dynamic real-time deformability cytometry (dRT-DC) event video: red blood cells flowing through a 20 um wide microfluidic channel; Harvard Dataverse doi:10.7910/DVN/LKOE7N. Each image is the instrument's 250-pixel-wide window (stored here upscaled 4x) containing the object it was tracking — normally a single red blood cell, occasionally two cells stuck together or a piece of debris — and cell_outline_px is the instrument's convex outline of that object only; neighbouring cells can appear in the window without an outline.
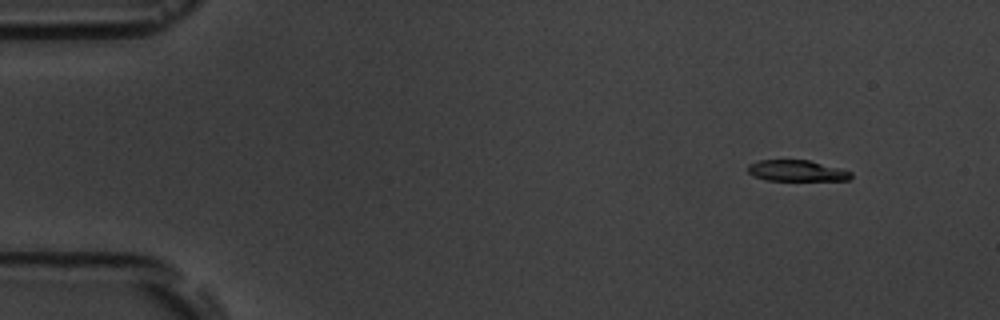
{"species": "common noctule bat (a hibernating species)", "species_latin": "Nyctalus noctula", "temperature_condition": "room temperature", "stored_images_in_passage": 4, "camera_frame_rate_fps": 3000, "um_per_image_px": 0.085, "animal": {"sex": "male", "body_mass_g": 19.5, "forearm_length_mm": 54.6}, "frame": {"image": 1, "passage_image": 1, "time_ms": 0.0, "image_size_px": [1000, 320], "cell_outline_px": [[852, 176], [848, 180], [764, 180], [752, 176], [748, 172], [748, 164], [760, 160], [808, 160], [840, 168], [852, 172]], "centroid_in_image_um": [67.69, 14.51], "position_along_channel_um": 17.3, "area_um2": 12.66}}
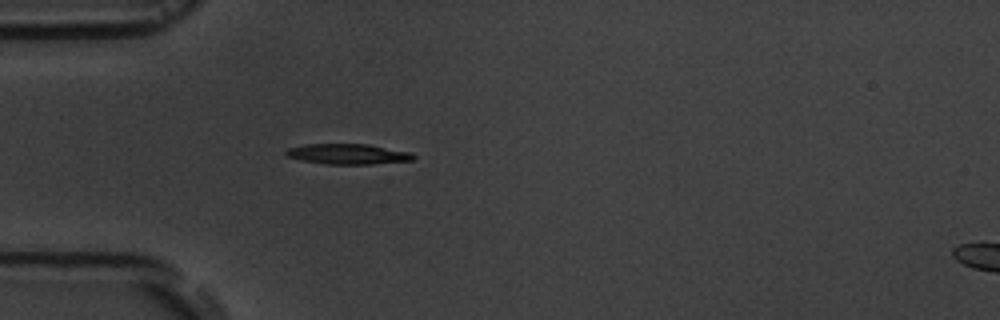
{"frame": {"image": 2, "passage_image": 4, "time_ms": 3.667, "image_size_px": [1000, 320], "cell_outline_px": [[416, 156], [412, 160], [372, 164], [324, 164], [284, 156], [284, 152], [288, 148], [304, 144], [368, 144], [412, 152]], "centroid_in_image_um": [29.57, 13.09], "position_along_channel_um": 55.4, "area_um2": 15.2}}